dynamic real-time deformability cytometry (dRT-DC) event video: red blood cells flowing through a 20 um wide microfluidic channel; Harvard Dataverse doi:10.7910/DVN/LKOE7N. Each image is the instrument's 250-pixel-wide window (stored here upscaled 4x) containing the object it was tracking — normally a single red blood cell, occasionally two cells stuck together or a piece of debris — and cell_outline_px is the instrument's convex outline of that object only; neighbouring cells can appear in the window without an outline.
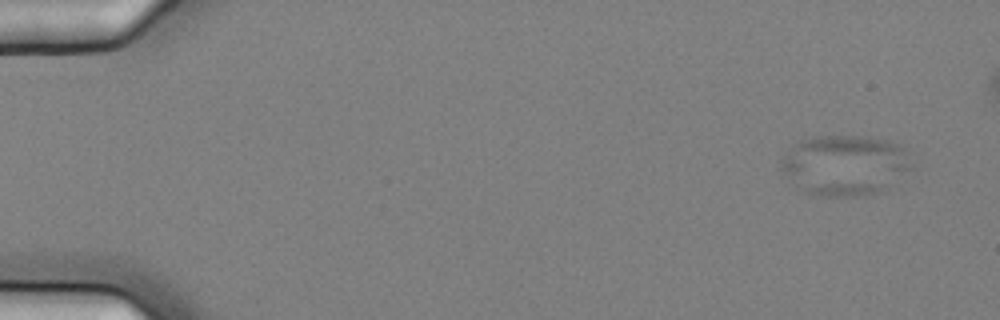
{"species": "common noctule bat (a hibernating species)", "species_latin": "Nyctalus noctula", "temperature_condition": "cold", "stored_images_in_passage": 15, "camera_frame_rate_fps": 3000, "um_per_image_px": 0.085, "animal": {"sex": "female", "body_mass_g": 25.1}, "frame": {"image": 1, "passage_image": 1, "time_ms": 0.0, "image_size_px": [1000, 320], "cell_outline_px": [[912, 168], [888, 188], [880, 192], [864, 196], [812, 196], [796, 188], [780, 168], [780, 160], [800, 140], [816, 136], [868, 136], [888, 140], [900, 144], [908, 148]], "centroid_in_image_um": [71.85, 14.05], "position_along_channel_um": 13.2, "area_um2": 46.7}}
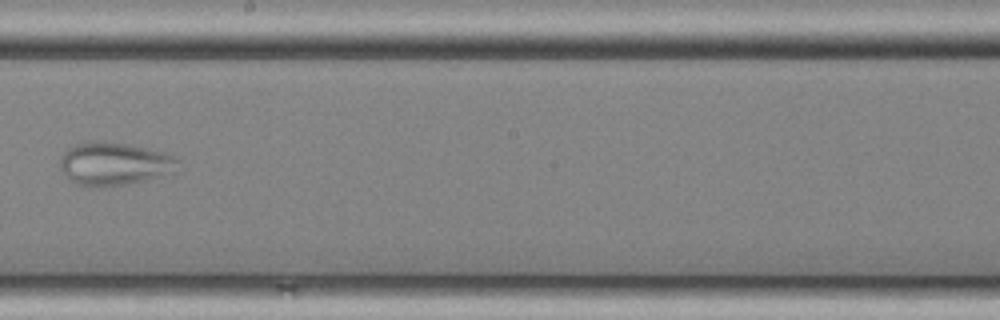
{"frame": {"image": 2, "passage_image": 9, "time_ms": 2.667, "image_size_px": [1000, 320], "cell_outline_px": [[180, 172], [172, 176], [128, 184], [104, 188], [92, 188], [80, 184], [72, 180], [60, 168], [60, 160], [64, 152], [72, 144], [88, 140], [100, 140], [124, 144], [164, 152], [172, 156], [176, 160]], "centroid_in_image_um": [9.77, 13.94], "position_along_channel_um": 238.4, "area_um2": 30.29}}